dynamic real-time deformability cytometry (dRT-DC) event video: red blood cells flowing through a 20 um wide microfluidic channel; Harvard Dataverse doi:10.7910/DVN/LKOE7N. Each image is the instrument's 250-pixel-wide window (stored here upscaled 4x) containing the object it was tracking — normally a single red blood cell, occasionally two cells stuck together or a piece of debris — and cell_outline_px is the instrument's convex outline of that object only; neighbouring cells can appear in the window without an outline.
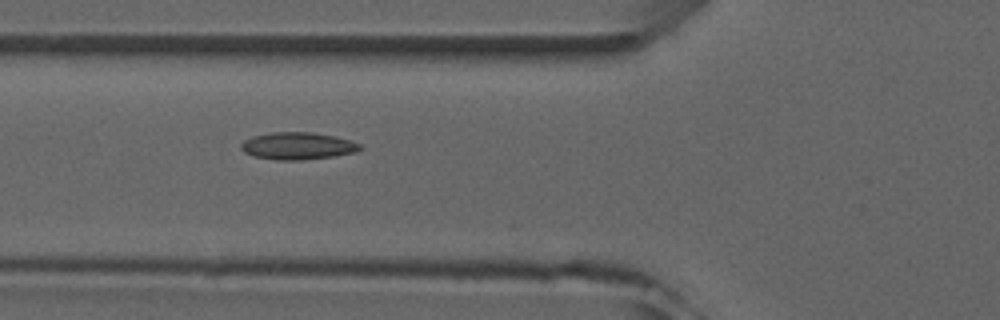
{"species": "common noctule bat (a hibernating species)", "species_latin": "Nyctalus noctula", "temperature_condition": "room temperature", "stored_images_in_passage": 8, "camera_frame_rate_fps": 3000, "um_per_image_px": 0.085, "animal": {"sex": "male", "forearm_length_mm": 52.5}, "frame": {"image": 1, "passage_image": 5, "time_ms": 4.667, "image_size_px": [1000, 320], "cell_outline_px": [[364, 148], [356, 152], [332, 156], [300, 160], [276, 160], [252, 156], [244, 152], [240, 148], [240, 144], [244, 140], [252, 136], [272, 132], [312, 132], [336, 136], [360, 144]], "centroid_in_image_um": [25.28, 12.4], "position_along_channel_um": 100.5, "area_um2": 18.96}}
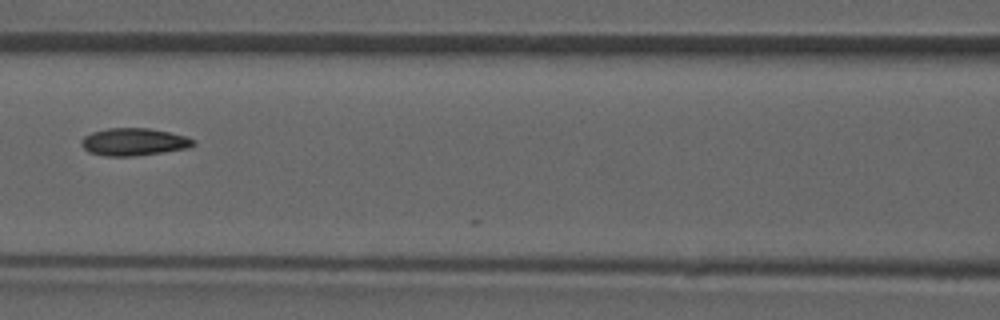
{"frame": {"image": 2, "passage_image": 6, "time_ms": 6.0, "image_size_px": [1000, 320], "cell_outline_px": [[196, 144], [188, 148], [132, 156], [104, 156], [88, 152], [80, 144], [80, 140], [84, 136], [92, 132], [108, 128], [148, 128], [168, 132], [184, 136], [196, 140]], "centroid_in_image_um": [11.34, 12.06], "position_along_channel_um": 155.3, "area_um2": 17.86}}